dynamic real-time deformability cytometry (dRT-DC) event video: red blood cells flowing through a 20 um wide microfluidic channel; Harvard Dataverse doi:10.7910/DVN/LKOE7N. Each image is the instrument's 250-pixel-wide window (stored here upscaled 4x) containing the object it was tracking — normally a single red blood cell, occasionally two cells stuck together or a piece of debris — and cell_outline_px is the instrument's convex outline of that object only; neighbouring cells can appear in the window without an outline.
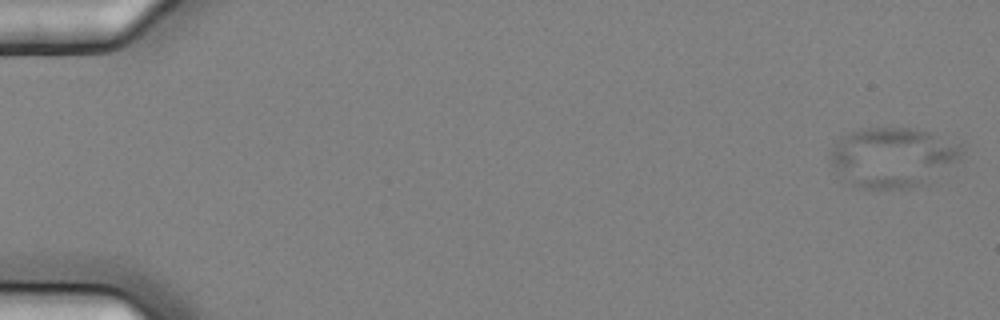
{"species": "common noctule bat (a hibernating species)", "species_latin": "Nyctalus noctula", "temperature_condition": "cold", "stored_images_in_passage": 4, "camera_frame_rate_fps": 3000, "um_per_image_px": 0.085, "animal": {"sex": "female", "body_mass_g": 25.1}, "frame": {"image": 1, "passage_image": 1, "time_ms": 0.0, "image_size_px": [1000, 320], "cell_outline_px": [[964, 152], [956, 160], [924, 184], [908, 188], [860, 188], [852, 184], [828, 160], [828, 152], [844, 136], [852, 132], [868, 128], [912, 128], [928, 132], [964, 144]], "centroid_in_image_um": [75.9, 13.35], "position_along_channel_um": 9.1, "area_um2": 45.03}}